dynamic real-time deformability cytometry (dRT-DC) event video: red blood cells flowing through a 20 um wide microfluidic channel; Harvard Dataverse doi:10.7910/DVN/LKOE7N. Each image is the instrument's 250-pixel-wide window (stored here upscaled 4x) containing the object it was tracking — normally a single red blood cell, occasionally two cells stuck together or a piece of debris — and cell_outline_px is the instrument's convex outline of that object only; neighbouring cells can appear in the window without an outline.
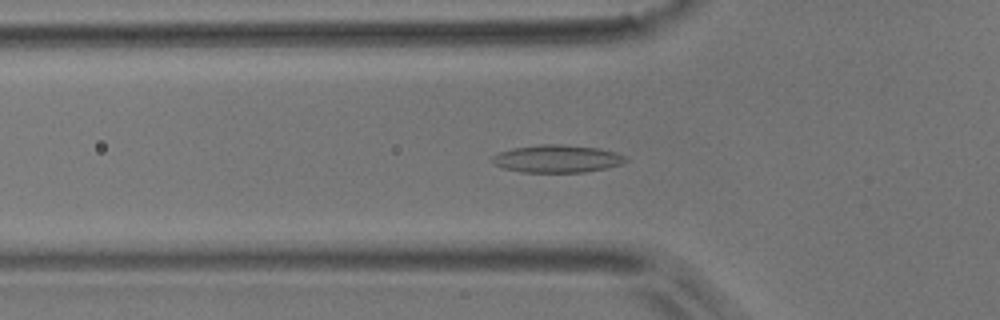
{"species": "common noctule bat (a hibernating species)", "species_latin": "Nyctalus noctula", "temperature_condition": "room temperature", "stored_images_in_passage": 53, "camera_frame_rate_fps": 3000, "um_per_image_px": 0.085, "animal": {"sex": "male", "body_mass_g": 17.9}, "frame": {"image": 1, "passage_image": 17, "time_ms": 5.333, "image_size_px": [1000, 320], "cell_outline_px": [[628, 160], [620, 164], [604, 168], [584, 172], [524, 172], [504, 168], [496, 164], [492, 160], [492, 156], [500, 152], [512, 148], [540, 144], [564, 144], [600, 148], [616, 152], [624, 156]], "centroid_in_image_um": [47.36, 13.48], "position_along_channel_um": 78.4, "area_um2": 21.33}}
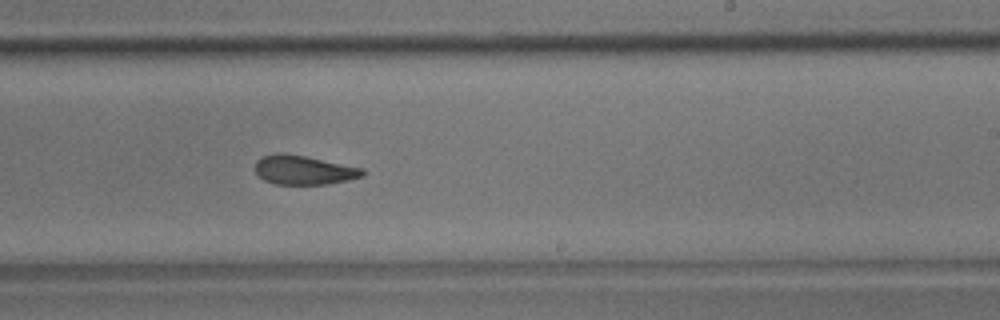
{"frame": {"image": 2, "passage_image": 32, "time_ms": 10.333, "image_size_px": [1000, 320], "cell_outline_px": [[364, 176], [348, 180], [328, 184], [276, 184], [264, 180], [256, 172], [256, 160], [264, 156], [276, 152], [284, 152], [364, 168]], "centroid_in_image_um": [25.82, 14.44], "position_along_channel_um": 263.2, "area_um2": 18.21}}
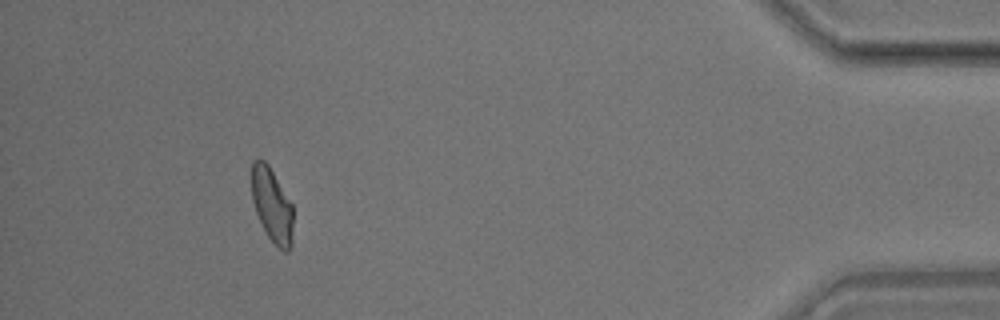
{"frame": {"image": 3, "passage_image": 49, "time_ms": 16.0, "image_size_px": [1000, 320], "cell_outline_px": [[292, 248], [288, 252], [284, 252], [268, 236], [256, 212], [252, 200], [252, 160], [256, 156], [260, 156], [268, 164], [292, 204]], "centroid_in_image_um": [23.11, 17.39], "position_along_channel_um": 412.1, "area_um2": 17.86}, "authors_computed_cell_mechanics": {"area_um2": 19.1318, "velocity_mm_per_s": 3.6824, "shape_relaxation_time_tau1_ms": 6.5116, "shape_relaxation_time_tau2_ms": 2.8885, "deformation_change_tau1": 0.1737, "deformation_change_tau2": 0.1005}}